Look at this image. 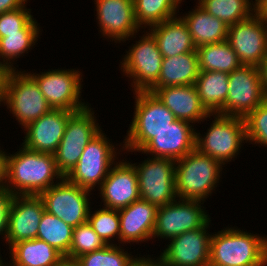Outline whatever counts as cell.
<instances>
[{
	"label": "cell",
	"instance_id": "obj_1",
	"mask_svg": "<svg viewBox=\"0 0 267 266\" xmlns=\"http://www.w3.org/2000/svg\"><path fill=\"white\" fill-rule=\"evenodd\" d=\"M17 148L7 157L6 188L14 195L39 196L63 178L54 155L29 150L21 143Z\"/></svg>",
	"mask_w": 267,
	"mask_h": 266
},
{
	"label": "cell",
	"instance_id": "obj_2",
	"mask_svg": "<svg viewBox=\"0 0 267 266\" xmlns=\"http://www.w3.org/2000/svg\"><path fill=\"white\" fill-rule=\"evenodd\" d=\"M230 226L212 233L209 266H267V235Z\"/></svg>",
	"mask_w": 267,
	"mask_h": 266
},
{
	"label": "cell",
	"instance_id": "obj_3",
	"mask_svg": "<svg viewBox=\"0 0 267 266\" xmlns=\"http://www.w3.org/2000/svg\"><path fill=\"white\" fill-rule=\"evenodd\" d=\"M217 159L192 150L175 161V190L178 199L206 202L222 181L225 166Z\"/></svg>",
	"mask_w": 267,
	"mask_h": 266
},
{
	"label": "cell",
	"instance_id": "obj_4",
	"mask_svg": "<svg viewBox=\"0 0 267 266\" xmlns=\"http://www.w3.org/2000/svg\"><path fill=\"white\" fill-rule=\"evenodd\" d=\"M134 112L123 139V154L140 152L156 134L177 120L158 97L149 91L133 92ZM125 151V152H124Z\"/></svg>",
	"mask_w": 267,
	"mask_h": 266
},
{
	"label": "cell",
	"instance_id": "obj_5",
	"mask_svg": "<svg viewBox=\"0 0 267 266\" xmlns=\"http://www.w3.org/2000/svg\"><path fill=\"white\" fill-rule=\"evenodd\" d=\"M137 33L140 34L136 32L127 39L133 41L136 38L135 44L127 46L129 49L124 51L125 54L119 60L122 78L125 76L130 79L131 92L149 91L157 83L164 58L155 37L148 29L141 32L142 36Z\"/></svg>",
	"mask_w": 267,
	"mask_h": 266
},
{
	"label": "cell",
	"instance_id": "obj_6",
	"mask_svg": "<svg viewBox=\"0 0 267 266\" xmlns=\"http://www.w3.org/2000/svg\"><path fill=\"white\" fill-rule=\"evenodd\" d=\"M210 118L212 123H208L206 132L201 134L196 130V149L227 166L226 163L239 157L247 144L245 120L218 113L210 114Z\"/></svg>",
	"mask_w": 267,
	"mask_h": 266
},
{
	"label": "cell",
	"instance_id": "obj_7",
	"mask_svg": "<svg viewBox=\"0 0 267 266\" xmlns=\"http://www.w3.org/2000/svg\"><path fill=\"white\" fill-rule=\"evenodd\" d=\"M107 136L101 130L87 144L77 165L66 176L70 182L90 191H96L101 186L116 160L124 157L121 153L123 152L122 142L115 144Z\"/></svg>",
	"mask_w": 267,
	"mask_h": 266
},
{
	"label": "cell",
	"instance_id": "obj_8",
	"mask_svg": "<svg viewBox=\"0 0 267 266\" xmlns=\"http://www.w3.org/2000/svg\"><path fill=\"white\" fill-rule=\"evenodd\" d=\"M6 106L21 129L52 110L36 81L26 70H11L1 94Z\"/></svg>",
	"mask_w": 267,
	"mask_h": 266
},
{
	"label": "cell",
	"instance_id": "obj_9",
	"mask_svg": "<svg viewBox=\"0 0 267 266\" xmlns=\"http://www.w3.org/2000/svg\"><path fill=\"white\" fill-rule=\"evenodd\" d=\"M42 69L36 73L35 70L26 71L38 84L41 93L52 109H63L77 112L85 109L89 102L81 97L84 88V74L80 69Z\"/></svg>",
	"mask_w": 267,
	"mask_h": 266
},
{
	"label": "cell",
	"instance_id": "obj_10",
	"mask_svg": "<svg viewBox=\"0 0 267 266\" xmlns=\"http://www.w3.org/2000/svg\"><path fill=\"white\" fill-rule=\"evenodd\" d=\"M91 192L63 177L39 196L46 212L75 228L88 221L90 208L94 205H91Z\"/></svg>",
	"mask_w": 267,
	"mask_h": 266
},
{
	"label": "cell",
	"instance_id": "obj_11",
	"mask_svg": "<svg viewBox=\"0 0 267 266\" xmlns=\"http://www.w3.org/2000/svg\"><path fill=\"white\" fill-rule=\"evenodd\" d=\"M129 162L137 172L141 199L157 207L177 199L174 160L147 156L141 163Z\"/></svg>",
	"mask_w": 267,
	"mask_h": 266
},
{
	"label": "cell",
	"instance_id": "obj_12",
	"mask_svg": "<svg viewBox=\"0 0 267 266\" xmlns=\"http://www.w3.org/2000/svg\"><path fill=\"white\" fill-rule=\"evenodd\" d=\"M204 203L177 198L171 203L158 207L152 240L158 238L161 242L169 241L184 232L204 226L211 219Z\"/></svg>",
	"mask_w": 267,
	"mask_h": 266
},
{
	"label": "cell",
	"instance_id": "obj_13",
	"mask_svg": "<svg viewBox=\"0 0 267 266\" xmlns=\"http://www.w3.org/2000/svg\"><path fill=\"white\" fill-rule=\"evenodd\" d=\"M229 89L221 115L245 118L267 99L259 67L242 64L228 76Z\"/></svg>",
	"mask_w": 267,
	"mask_h": 266
},
{
	"label": "cell",
	"instance_id": "obj_14",
	"mask_svg": "<svg viewBox=\"0 0 267 266\" xmlns=\"http://www.w3.org/2000/svg\"><path fill=\"white\" fill-rule=\"evenodd\" d=\"M212 220L193 231H187L170 239L167 247L160 249V256L169 266H209L210 231ZM211 225V226H210ZM209 230V231H208Z\"/></svg>",
	"mask_w": 267,
	"mask_h": 266
},
{
	"label": "cell",
	"instance_id": "obj_15",
	"mask_svg": "<svg viewBox=\"0 0 267 266\" xmlns=\"http://www.w3.org/2000/svg\"><path fill=\"white\" fill-rule=\"evenodd\" d=\"M96 21L101 37L116 44L126 43L141 32L134 15L133 0H94Z\"/></svg>",
	"mask_w": 267,
	"mask_h": 266
},
{
	"label": "cell",
	"instance_id": "obj_16",
	"mask_svg": "<svg viewBox=\"0 0 267 266\" xmlns=\"http://www.w3.org/2000/svg\"><path fill=\"white\" fill-rule=\"evenodd\" d=\"M227 41L242 64L258 67L267 52V24L254 13L228 26Z\"/></svg>",
	"mask_w": 267,
	"mask_h": 266
},
{
	"label": "cell",
	"instance_id": "obj_17",
	"mask_svg": "<svg viewBox=\"0 0 267 266\" xmlns=\"http://www.w3.org/2000/svg\"><path fill=\"white\" fill-rule=\"evenodd\" d=\"M129 160L124 157L111 167L97 189L103 203L99 206L120 210L140 199L137 172Z\"/></svg>",
	"mask_w": 267,
	"mask_h": 266
},
{
	"label": "cell",
	"instance_id": "obj_18",
	"mask_svg": "<svg viewBox=\"0 0 267 266\" xmlns=\"http://www.w3.org/2000/svg\"><path fill=\"white\" fill-rule=\"evenodd\" d=\"M73 113L63 109H52L42 115L22 129V145L32 151L54 155L64 135L68 119Z\"/></svg>",
	"mask_w": 267,
	"mask_h": 266
},
{
	"label": "cell",
	"instance_id": "obj_19",
	"mask_svg": "<svg viewBox=\"0 0 267 266\" xmlns=\"http://www.w3.org/2000/svg\"><path fill=\"white\" fill-rule=\"evenodd\" d=\"M44 204L40 196L15 195L9 214L5 244L8 249L20 241L37 238Z\"/></svg>",
	"mask_w": 267,
	"mask_h": 266
},
{
	"label": "cell",
	"instance_id": "obj_20",
	"mask_svg": "<svg viewBox=\"0 0 267 266\" xmlns=\"http://www.w3.org/2000/svg\"><path fill=\"white\" fill-rule=\"evenodd\" d=\"M196 130L193 124L177 119L157 133L139 153L176 161L196 148Z\"/></svg>",
	"mask_w": 267,
	"mask_h": 266
},
{
	"label": "cell",
	"instance_id": "obj_21",
	"mask_svg": "<svg viewBox=\"0 0 267 266\" xmlns=\"http://www.w3.org/2000/svg\"><path fill=\"white\" fill-rule=\"evenodd\" d=\"M158 207L139 199L118 210L120 220V245L152 241Z\"/></svg>",
	"mask_w": 267,
	"mask_h": 266
},
{
	"label": "cell",
	"instance_id": "obj_22",
	"mask_svg": "<svg viewBox=\"0 0 267 266\" xmlns=\"http://www.w3.org/2000/svg\"><path fill=\"white\" fill-rule=\"evenodd\" d=\"M158 99L170 109L178 120L195 124L210 121V114L202 106L195 85L151 88Z\"/></svg>",
	"mask_w": 267,
	"mask_h": 266
},
{
	"label": "cell",
	"instance_id": "obj_23",
	"mask_svg": "<svg viewBox=\"0 0 267 266\" xmlns=\"http://www.w3.org/2000/svg\"><path fill=\"white\" fill-rule=\"evenodd\" d=\"M156 39L164 58L193 52L196 46L186 22L180 15L148 29Z\"/></svg>",
	"mask_w": 267,
	"mask_h": 266
},
{
	"label": "cell",
	"instance_id": "obj_24",
	"mask_svg": "<svg viewBox=\"0 0 267 266\" xmlns=\"http://www.w3.org/2000/svg\"><path fill=\"white\" fill-rule=\"evenodd\" d=\"M195 4L192 10L190 9L187 13L179 12V15L186 22L196 48L205 44L226 41L228 25L206 12L197 3Z\"/></svg>",
	"mask_w": 267,
	"mask_h": 266
},
{
	"label": "cell",
	"instance_id": "obj_25",
	"mask_svg": "<svg viewBox=\"0 0 267 266\" xmlns=\"http://www.w3.org/2000/svg\"><path fill=\"white\" fill-rule=\"evenodd\" d=\"M7 253L10 260L6 262L10 266H59L65 259L59 251L37 238L15 243Z\"/></svg>",
	"mask_w": 267,
	"mask_h": 266
},
{
	"label": "cell",
	"instance_id": "obj_26",
	"mask_svg": "<svg viewBox=\"0 0 267 266\" xmlns=\"http://www.w3.org/2000/svg\"><path fill=\"white\" fill-rule=\"evenodd\" d=\"M197 51L163 58L157 83L152 88L194 85L199 75Z\"/></svg>",
	"mask_w": 267,
	"mask_h": 266
},
{
	"label": "cell",
	"instance_id": "obj_27",
	"mask_svg": "<svg viewBox=\"0 0 267 266\" xmlns=\"http://www.w3.org/2000/svg\"><path fill=\"white\" fill-rule=\"evenodd\" d=\"M42 31L36 18H33L19 33L0 38V59L10 70H18V58L24 57L35 48Z\"/></svg>",
	"mask_w": 267,
	"mask_h": 266
},
{
	"label": "cell",
	"instance_id": "obj_28",
	"mask_svg": "<svg viewBox=\"0 0 267 266\" xmlns=\"http://www.w3.org/2000/svg\"><path fill=\"white\" fill-rule=\"evenodd\" d=\"M229 73L218 71H199L195 87L202 106L209 114H220L228 94Z\"/></svg>",
	"mask_w": 267,
	"mask_h": 266
},
{
	"label": "cell",
	"instance_id": "obj_29",
	"mask_svg": "<svg viewBox=\"0 0 267 266\" xmlns=\"http://www.w3.org/2000/svg\"><path fill=\"white\" fill-rule=\"evenodd\" d=\"M200 71L231 73L242 65L229 42L205 44L196 48Z\"/></svg>",
	"mask_w": 267,
	"mask_h": 266
},
{
	"label": "cell",
	"instance_id": "obj_30",
	"mask_svg": "<svg viewBox=\"0 0 267 266\" xmlns=\"http://www.w3.org/2000/svg\"><path fill=\"white\" fill-rule=\"evenodd\" d=\"M184 0H133L136 23L141 28L149 29L180 12Z\"/></svg>",
	"mask_w": 267,
	"mask_h": 266
},
{
	"label": "cell",
	"instance_id": "obj_31",
	"mask_svg": "<svg viewBox=\"0 0 267 266\" xmlns=\"http://www.w3.org/2000/svg\"><path fill=\"white\" fill-rule=\"evenodd\" d=\"M96 110L90 105L74 112L68 119L64 135L60 143L87 144L102 130L96 116Z\"/></svg>",
	"mask_w": 267,
	"mask_h": 266
},
{
	"label": "cell",
	"instance_id": "obj_32",
	"mask_svg": "<svg viewBox=\"0 0 267 266\" xmlns=\"http://www.w3.org/2000/svg\"><path fill=\"white\" fill-rule=\"evenodd\" d=\"M196 3L228 26L255 13V0H197Z\"/></svg>",
	"mask_w": 267,
	"mask_h": 266
},
{
	"label": "cell",
	"instance_id": "obj_33",
	"mask_svg": "<svg viewBox=\"0 0 267 266\" xmlns=\"http://www.w3.org/2000/svg\"><path fill=\"white\" fill-rule=\"evenodd\" d=\"M73 227L46 211L43 212L37 232V239L45 241L64 257L68 255Z\"/></svg>",
	"mask_w": 267,
	"mask_h": 266
},
{
	"label": "cell",
	"instance_id": "obj_34",
	"mask_svg": "<svg viewBox=\"0 0 267 266\" xmlns=\"http://www.w3.org/2000/svg\"><path fill=\"white\" fill-rule=\"evenodd\" d=\"M88 223L107 245H120V220L118 210L103 207L93 211L91 206ZM116 240V241H115ZM118 242V243H117Z\"/></svg>",
	"mask_w": 267,
	"mask_h": 266
},
{
	"label": "cell",
	"instance_id": "obj_35",
	"mask_svg": "<svg viewBox=\"0 0 267 266\" xmlns=\"http://www.w3.org/2000/svg\"><path fill=\"white\" fill-rule=\"evenodd\" d=\"M127 250V251H126ZM124 245H107L75 259L79 266H128L135 257Z\"/></svg>",
	"mask_w": 267,
	"mask_h": 266
},
{
	"label": "cell",
	"instance_id": "obj_36",
	"mask_svg": "<svg viewBox=\"0 0 267 266\" xmlns=\"http://www.w3.org/2000/svg\"><path fill=\"white\" fill-rule=\"evenodd\" d=\"M105 246H107L106 242L87 221L73 229L70 249L65 259L75 260L83 254L103 249Z\"/></svg>",
	"mask_w": 267,
	"mask_h": 266
},
{
	"label": "cell",
	"instance_id": "obj_37",
	"mask_svg": "<svg viewBox=\"0 0 267 266\" xmlns=\"http://www.w3.org/2000/svg\"><path fill=\"white\" fill-rule=\"evenodd\" d=\"M244 120L248 145L254 144L259 148L261 146L267 148V99L250 112Z\"/></svg>",
	"mask_w": 267,
	"mask_h": 266
},
{
	"label": "cell",
	"instance_id": "obj_38",
	"mask_svg": "<svg viewBox=\"0 0 267 266\" xmlns=\"http://www.w3.org/2000/svg\"><path fill=\"white\" fill-rule=\"evenodd\" d=\"M27 4L28 2L23 7L0 14V38L19 33L34 18L32 9Z\"/></svg>",
	"mask_w": 267,
	"mask_h": 266
},
{
	"label": "cell",
	"instance_id": "obj_39",
	"mask_svg": "<svg viewBox=\"0 0 267 266\" xmlns=\"http://www.w3.org/2000/svg\"><path fill=\"white\" fill-rule=\"evenodd\" d=\"M85 147L82 144L74 143H60L58 145L54 158L58 171L63 177H66L77 165Z\"/></svg>",
	"mask_w": 267,
	"mask_h": 266
},
{
	"label": "cell",
	"instance_id": "obj_40",
	"mask_svg": "<svg viewBox=\"0 0 267 266\" xmlns=\"http://www.w3.org/2000/svg\"><path fill=\"white\" fill-rule=\"evenodd\" d=\"M15 195L6 187L0 189V239L5 241L8 231L10 209Z\"/></svg>",
	"mask_w": 267,
	"mask_h": 266
},
{
	"label": "cell",
	"instance_id": "obj_41",
	"mask_svg": "<svg viewBox=\"0 0 267 266\" xmlns=\"http://www.w3.org/2000/svg\"><path fill=\"white\" fill-rule=\"evenodd\" d=\"M1 145V143H0ZM4 146H0V189L6 187L7 181V157L8 152L7 150L3 149ZM7 152V153H6Z\"/></svg>",
	"mask_w": 267,
	"mask_h": 266
},
{
	"label": "cell",
	"instance_id": "obj_42",
	"mask_svg": "<svg viewBox=\"0 0 267 266\" xmlns=\"http://www.w3.org/2000/svg\"><path fill=\"white\" fill-rule=\"evenodd\" d=\"M30 0H0V14L23 7Z\"/></svg>",
	"mask_w": 267,
	"mask_h": 266
},
{
	"label": "cell",
	"instance_id": "obj_43",
	"mask_svg": "<svg viewBox=\"0 0 267 266\" xmlns=\"http://www.w3.org/2000/svg\"><path fill=\"white\" fill-rule=\"evenodd\" d=\"M255 14L267 24V0H255Z\"/></svg>",
	"mask_w": 267,
	"mask_h": 266
},
{
	"label": "cell",
	"instance_id": "obj_44",
	"mask_svg": "<svg viewBox=\"0 0 267 266\" xmlns=\"http://www.w3.org/2000/svg\"><path fill=\"white\" fill-rule=\"evenodd\" d=\"M260 70L261 82L264 88V91L267 93V52L262 59L261 64L258 66Z\"/></svg>",
	"mask_w": 267,
	"mask_h": 266
},
{
	"label": "cell",
	"instance_id": "obj_45",
	"mask_svg": "<svg viewBox=\"0 0 267 266\" xmlns=\"http://www.w3.org/2000/svg\"><path fill=\"white\" fill-rule=\"evenodd\" d=\"M10 69L7 65L0 59V95L2 94L3 87L6 84Z\"/></svg>",
	"mask_w": 267,
	"mask_h": 266
},
{
	"label": "cell",
	"instance_id": "obj_46",
	"mask_svg": "<svg viewBox=\"0 0 267 266\" xmlns=\"http://www.w3.org/2000/svg\"><path fill=\"white\" fill-rule=\"evenodd\" d=\"M156 258V259H155ZM147 266H169L168 263L160 255H147Z\"/></svg>",
	"mask_w": 267,
	"mask_h": 266
},
{
	"label": "cell",
	"instance_id": "obj_47",
	"mask_svg": "<svg viewBox=\"0 0 267 266\" xmlns=\"http://www.w3.org/2000/svg\"><path fill=\"white\" fill-rule=\"evenodd\" d=\"M139 255V257H138ZM136 254L132 261L128 264V266H147V256L146 254L141 256L140 254ZM145 256V257H144Z\"/></svg>",
	"mask_w": 267,
	"mask_h": 266
},
{
	"label": "cell",
	"instance_id": "obj_48",
	"mask_svg": "<svg viewBox=\"0 0 267 266\" xmlns=\"http://www.w3.org/2000/svg\"><path fill=\"white\" fill-rule=\"evenodd\" d=\"M59 266H79L75 260L64 259Z\"/></svg>",
	"mask_w": 267,
	"mask_h": 266
},
{
	"label": "cell",
	"instance_id": "obj_49",
	"mask_svg": "<svg viewBox=\"0 0 267 266\" xmlns=\"http://www.w3.org/2000/svg\"><path fill=\"white\" fill-rule=\"evenodd\" d=\"M5 258L6 257H4V259H3L2 254H1V251H0V265L5 261Z\"/></svg>",
	"mask_w": 267,
	"mask_h": 266
},
{
	"label": "cell",
	"instance_id": "obj_50",
	"mask_svg": "<svg viewBox=\"0 0 267 266\" xmlns=\"http://www.w3.org/2000/svg\"><path fill=\"white\" fill-rule=\"evenodd\" d=\"M0 266H10V265L5 260Z\"/></svg>",
	"mask_w": 267,
	"mask_h": 266
}]
</instances>
